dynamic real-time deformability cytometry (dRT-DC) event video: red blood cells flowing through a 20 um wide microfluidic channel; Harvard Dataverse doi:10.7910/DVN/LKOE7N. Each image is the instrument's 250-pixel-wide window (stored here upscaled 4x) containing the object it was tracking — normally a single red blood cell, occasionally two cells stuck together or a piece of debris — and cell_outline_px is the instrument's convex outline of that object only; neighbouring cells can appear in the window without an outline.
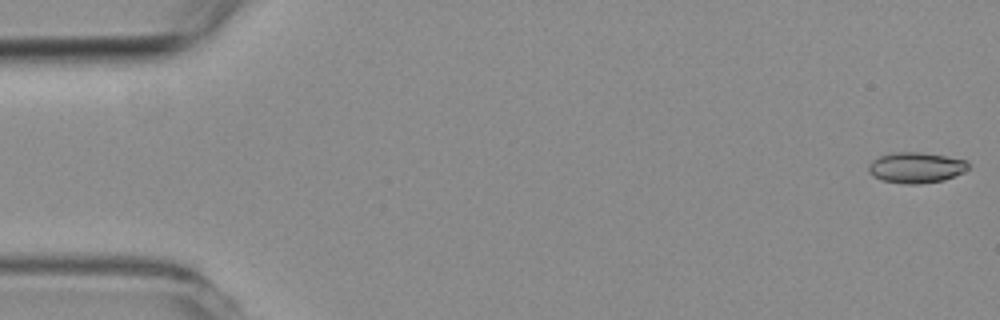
{"species": "common noctule bat (a hibernating species)", "species_latin": "Nyctalus noctula", "temperature_condition": "room temperature", "stored_images_in_passage": 9, "camera_frame_rate_fps": 3000, "um_per_image_px": 0.085, "animal": {"sex": "female", "body_mass_g": 19.3, "forearm_length_mm": 54.1}, "frame": {"image": 1, "passage_image": 1, "time_ms": 0.0, "image_size_px": [1000, 320], "cell_outline_px": [[968, 168], [964, 172], [944, 180], [920, 184], [904, 184], [880, 180], [872, 176], [868, 172], [868, 164], [872, 160], [880, 156], [892, 152], [920, 152], [968, 160]], "centroid_in_image_um": [77.83, 14.25], "position_along_channel_um": 7.2, "area_um2": 18.03}}